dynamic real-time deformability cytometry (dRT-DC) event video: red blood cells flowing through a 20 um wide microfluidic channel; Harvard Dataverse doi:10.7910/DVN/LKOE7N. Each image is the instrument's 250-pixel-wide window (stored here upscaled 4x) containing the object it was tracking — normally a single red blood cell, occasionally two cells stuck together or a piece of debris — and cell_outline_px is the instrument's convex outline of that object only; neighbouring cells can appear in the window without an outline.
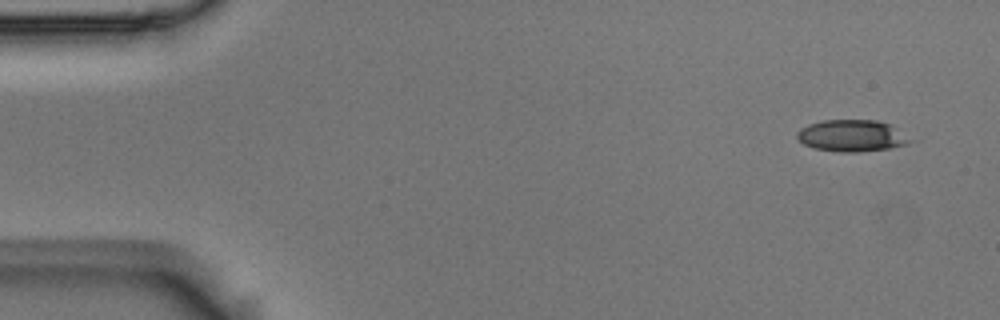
{"species": "Egyptian fruit bat (a non-hibernating species)", "species_latin": "Rousettus aegyptiacus", "temperature_condition": "room temperature", "stored_images_in_passage": 7, "camera_frame_rate_fps": 3000, "um_per_image_px": 0.085, "animal": {"sex": "male"}, "frame": {"image": 1, "passage_image": 1, "time_ms": 0.0, "image_size_px": [1000, 320], "cell_outline_px": [[920, 140], [908, 144], [888, 148], [860, 152], [840, 152], [816, 148], [804, 144], [796, 136], [796, 132], [800, 128], [808, 124], [824, 120], [876, 120], [892, 124]], "centroid_in_image_um": [72.54, 11.53], "position_along_channel_um": 12.5, "area_um2": 21.44}}
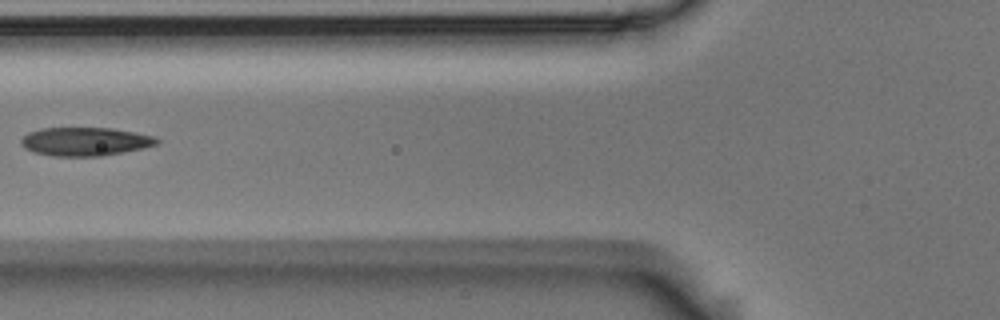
{"frame": {"image": 2, "passage_image": 6, "time_ms": 1.667, "image_size_px": [1000, 320], "cell_outline_px": [[160, 140], [156, 144], [144, 148], [104, 156], [52, 156], [32, 152], [24, 148], [20, 144], [20, 140], [28, 132], [40, 128], [112, 128], [136, 132], [156, 136]], "centroid_in_image_um": [7.23, 12.03], "position_along_channel_um": 118.6, "area_um2": 22.83}}
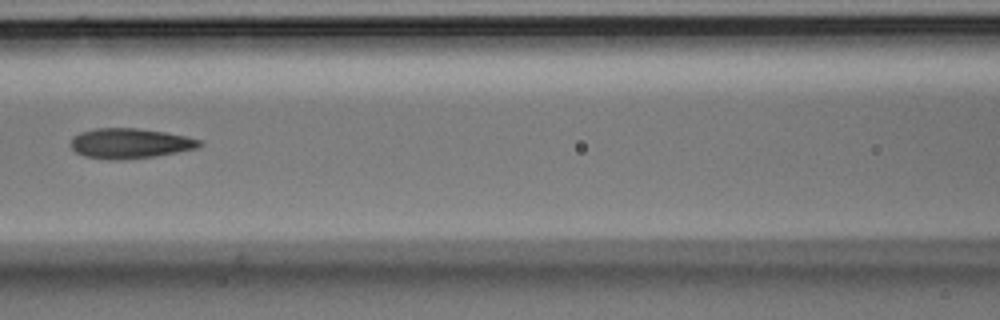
{"frame": {"image": 3, "passage_image": 7, "time_ms": 2.0, "image_size_px": [1000, 320], "cell_outline_px": [[204, 144], [196, 148], [156, 156], [116, 160], [108, 160], [84, 156], [76, 152], [72, 148], [72, 136], [80, 132], [96, 128], [136, 128], [164, 132], [184, 136], [200, 140]], "centroid_in_image_um": [11.02, 12.19], "position_along_channel_um": 155.6, "area_um2": 22.43}}